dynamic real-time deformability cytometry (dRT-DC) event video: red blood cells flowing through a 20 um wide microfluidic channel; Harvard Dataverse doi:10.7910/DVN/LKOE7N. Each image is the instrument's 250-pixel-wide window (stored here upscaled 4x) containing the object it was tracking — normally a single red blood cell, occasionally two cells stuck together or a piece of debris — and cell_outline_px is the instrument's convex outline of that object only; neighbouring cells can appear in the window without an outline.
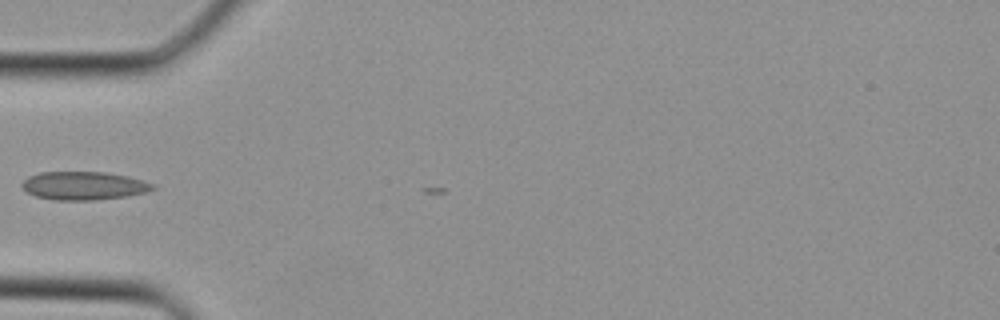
{"species": "Egyptian fruit bat (a non-hibernating species)", "species_latin": "Rousettus aegyptiacus", "temperature_condition": "cold", "stored_images_in_passage": 5, "camera_frame_rate_fps": 3000, "um_per_image_px": 0.085, "animal": {"sex": "female"}, "frame": {"image": 1, "passage_image": 1, "time_ms": 0.0, "image_size_px": [1000, 320], "cell_outline_px": [[156, 188], [144, 192], [128, 196], [96, 200], [52, 200], [36, 196], [28, 192], [20, 184], [28, 176], [40, 172], [104, 172], [128, 176], [156, 184]], "centroid_in_image_um": [7.13, 15.78], "position_along_channel_um": 77.9, "area_um2": 21.62}}
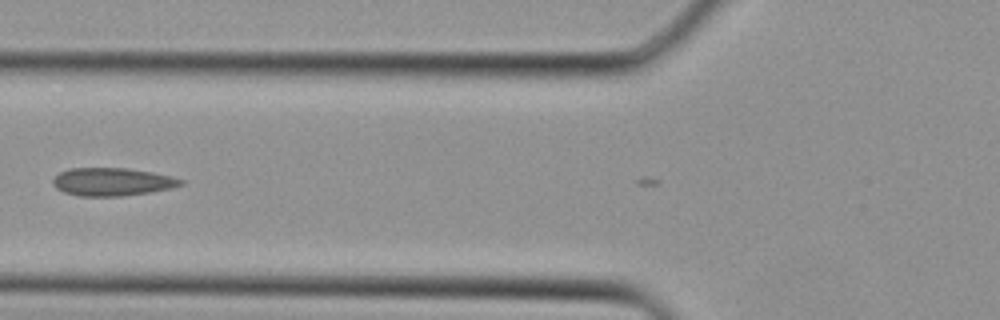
{"frame": {"image": 2, "passage_image": 3, "time_ms": 0.667, "image_size_px": [1000, 320], "cell_outline_px": [[184, 184], [172, 188], [148, 192], [120, 196], [80, 196], [64, 192], [56, 188], [52, 184], [52, 180], [60, 172], [68, 168], [128, 168], [152, 172], [172, 176], [184, 180]], "centroid_in_image_um": [9.54, 15.45], "position_along_channel_um": 116.3, "area_um2": 20.87}}